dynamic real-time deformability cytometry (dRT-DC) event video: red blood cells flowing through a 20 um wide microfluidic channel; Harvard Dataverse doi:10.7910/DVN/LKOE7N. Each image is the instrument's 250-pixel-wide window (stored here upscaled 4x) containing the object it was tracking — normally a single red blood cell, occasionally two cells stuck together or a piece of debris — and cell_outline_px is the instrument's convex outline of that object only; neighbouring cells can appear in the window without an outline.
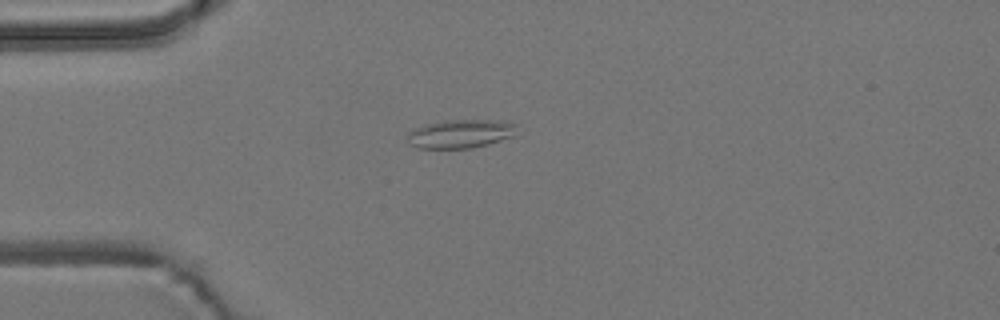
{"species": "common noctule bat (a hibernating species)", "species_latin": "Nyctalus noctula", "temperature_condition": "room temperature", "stored_images_in_passage": 34, "camera_frame_rate_fps": 3000, "um_per_image_px": 0.085, "animal": {"sex": "male", "body_mass_g": 19.2, "forearm_length_mm": 51.8}, "frame": {"image": 1, "passage_image": 2, "time_ms": 0.333, "image_size_px": [1000, 320], "cell_outline_px": [[516, 124], [512, 136], [488, 144], [472, 148], [416, 148], [412, 144], [408, 136], [408, 132], [412, 128], [424, 124], [444, 120], [504, 120]], "centroid_in_image_um": [39.11, 11.35], "position_along_channel_um": 45.9, "area_um2": 18.15}}
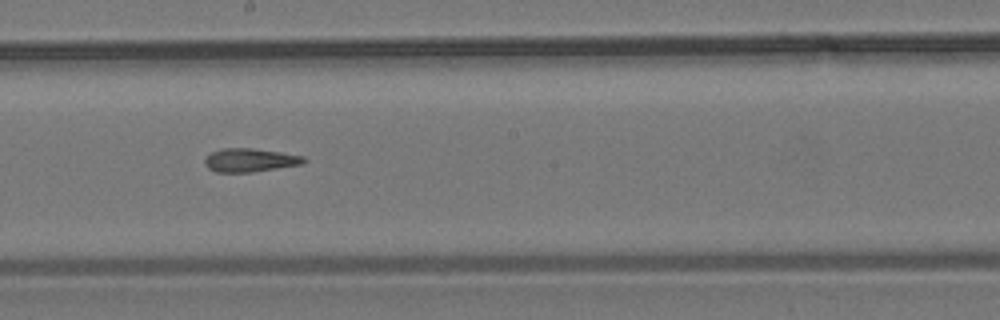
{"frame": {"image": 2, "passage_image": 18, "time_ms": 5.667, "image_size_px": [1000, 320], "cell_outline_px": [[308, 160], [300, 164], [252, 172], [216, 172], [208, 168], [204, 164], [204, 160], [212, 152], [220, 148], [252, 148], [280, 152], [304, 156]], "centroid_in_image_um": [21.22, 13.6], "position_along_channel_um": 227.0, "area_um2": 13.47}}
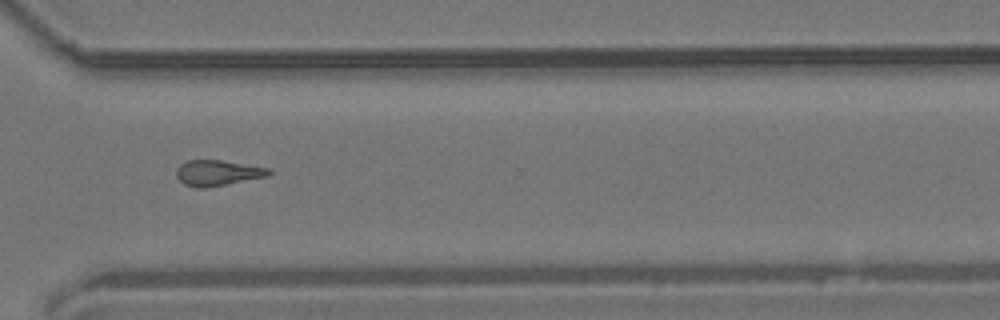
{"frame": {"image": 3, "passage_image": 28, "time_ms": 9.0, "image_size_px": [1000, 320], "cell_outline_px": [[272, 172], [268, 176], [208, 188], [196, 188], [184, 184], [176, 176], [176, 168], [180, 164], [188, 160], [220, 160], [272, 168]], "centroid_in_image_um": [18.51, 14.7], "position_along_channel_um": 352.1, "area_um2": 13.99}, "authors_computed_cell_mechanics": {"area_um2": 13.9298, "velocity_mm_per_s": 3.7507, "shape_relaxation_time_tau1_ms": null, "shape_relaxation_time_tau2_ms": 6.0938, "deformation_change_tau1": null, "deformation_change_tau2": 0.1639}}